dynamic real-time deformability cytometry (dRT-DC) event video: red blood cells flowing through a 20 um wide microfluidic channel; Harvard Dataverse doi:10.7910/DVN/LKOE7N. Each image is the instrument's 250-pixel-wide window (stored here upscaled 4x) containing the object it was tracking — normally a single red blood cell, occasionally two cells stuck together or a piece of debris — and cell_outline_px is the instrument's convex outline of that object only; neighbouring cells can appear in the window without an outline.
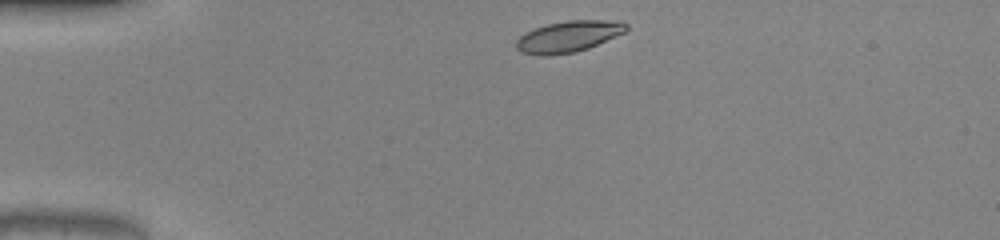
{"species": "common noctule bat (a hibernating species)", "species_latin": "Nyctalus noctula", "temperature_condition": "warm", "stored_images_in_passage": 33, "camera_frame_rate_fps": 3000, "um_per_image_px": 0.085, "animal": {"sex": "male", "body_mass_g": 20.0, "forearm_length_mm": 53.3}, "frame": {"image": 1, "passage_image": 1, "time_ms": 0.0, "image_size_px": [1000, 240], "cell_outline_px": [[628, 28], [624, 32], [588, 48], [572, 52], [548, 56], [540, 56], [520, 52], [516, 48], [516, 40], [520, 36], [536, 28], [548, 24], [568, 20], [620, 20], [628, 24]], "centroid_in_image_um": [48.32, 3.1], "position_along_channel_um": 36.7, "area_um2": 19.88}}
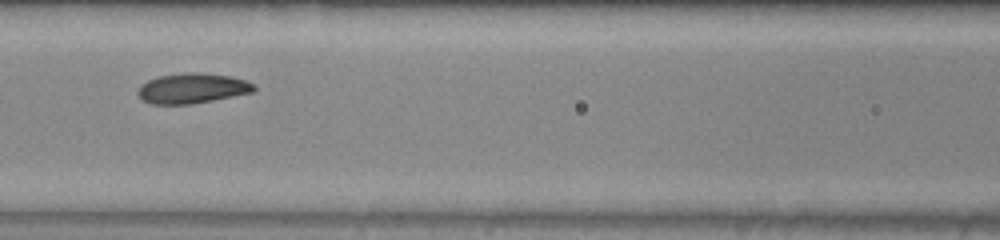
{"frame": {"image": 2, "passage_image": 13, "time_ms": 4.0, "image_size_px": [1000, 240], "cell_outline_px": [[256, 88], [252, 92], [192, 104], [152, 104], [140, 100], [136, 92], [140, 84], [156, 76], [184, 72], [200, 72], [232, 76], [244, 80], [252, 84]], "centroid_in_image_um": [16.26, 7.5], "position_along_channel_um": 150.3, "area_um2": 20.58}}
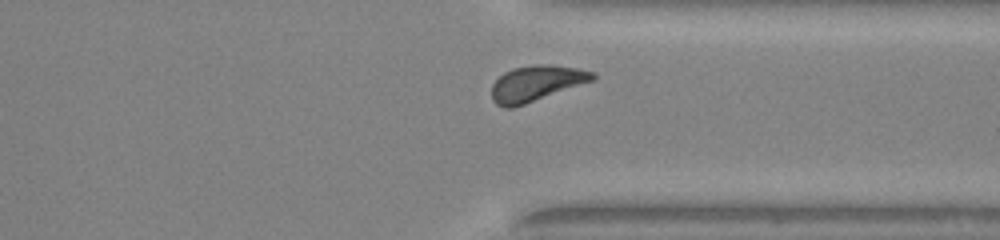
{"frame": {"image": 3, "passage_image": 29, "time_ms": 9.333, "image_size_px": [1000, 240], "cell_outline_px": [[596, 76], [592, 80], [524, 104], [512, 108], [504, 108], [496, 104], [492, 100], [492, 84], [504, 72], [512, 68], [536, 64], [548, 64], [576, 68], [596, 72]], "centroid_in_image_um": [45.54, 7.07], "position_along_channel_um": 365.9, "area_um2": 20.69}, "authors_computed_cell_mechanics": {"area_um2": 20.3456, "velocity_mm_per_s": 4.0355, "shape_relaxation_time_tau1_ms": 3.338, "shape_relaxation_time_tau2_ms": 4.33, "deformation_change_tau1": 0.1058, "deformation_change_tau2": 0.0795}}